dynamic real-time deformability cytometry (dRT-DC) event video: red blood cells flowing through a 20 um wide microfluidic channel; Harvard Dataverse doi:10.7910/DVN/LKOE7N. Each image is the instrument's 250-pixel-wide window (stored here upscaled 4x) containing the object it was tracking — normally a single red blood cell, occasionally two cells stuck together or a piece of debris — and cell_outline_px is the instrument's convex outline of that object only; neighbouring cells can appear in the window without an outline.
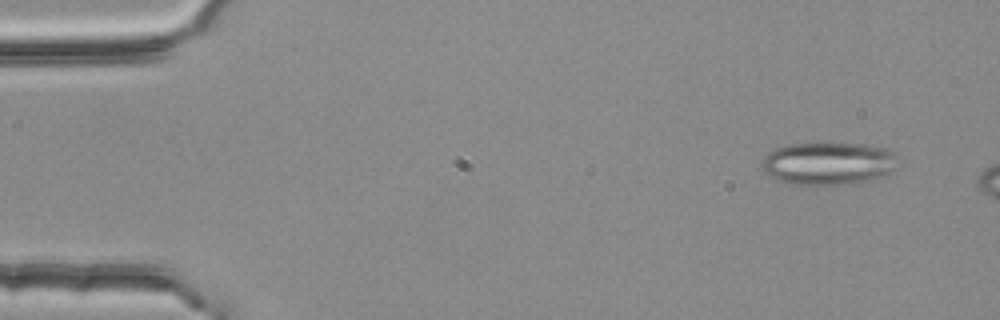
{"species": "common noctule bat (a hibernating species)", "species_latin": "Nyctalus noctula", "temperature_condition": "room temperature", "stored_images_in_passage": 11, "camera_frame_rate_fps": 3000, "um_per_image_px": 0.085, "animal": {"sex": "female", "body_mass_g": 25.1}, "frame": {"image": 1, "passage_image": 4, "time_ms": 1.0, "image_size_px": [1000, 320], "cell_outline_px": [[900, 168], [880, 176], [868, 180], [836, 184], [792, 184], [776, 180], [764, 172], [764, 156], [776, 148], [788, 144], [824, 140], [864, 144], [888, 148], [896, 156]], "centroid_in_image_um": [70.44, 13.83], "position_along_channel_um": 14.6, "area_um2": 34.56}}